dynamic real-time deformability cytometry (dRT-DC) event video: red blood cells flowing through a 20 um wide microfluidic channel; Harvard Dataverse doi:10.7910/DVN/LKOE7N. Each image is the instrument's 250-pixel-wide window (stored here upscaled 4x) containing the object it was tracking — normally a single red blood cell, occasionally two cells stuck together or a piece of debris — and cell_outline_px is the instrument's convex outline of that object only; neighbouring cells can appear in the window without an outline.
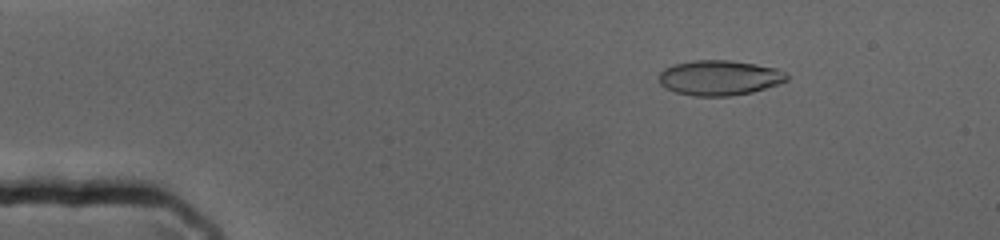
{"species": "human", "species_latin": "Homo sapiens", "temperature_condition": "cold", "stored_images_in_passage": 73, "camera_frame_rate_fps": 3000, "um_per_image_px": 0.085, "donor": {"sex": "female"}, "frame": {"image": 1, "passage_image": 11, "time_ms": 3.333, "image_size_px": [1000, 240], "cell_outline_px": [[788, 80], [752, 92], [728, 96], [696, 96], [676, 92], [660, 84], [660, 72], [664, 68], [672, 64], [692, 60], [728, 60], [756, 64], [776, 68], [788, 72]], "centroid_in_image_um": [61.16, 6.59], "position_along_channel_um": 23.8, "area_um2": 26.07}}
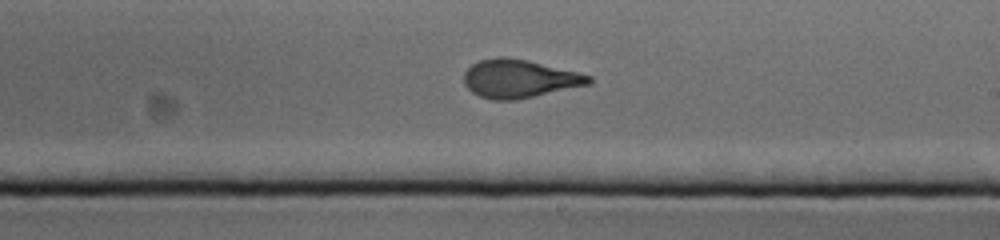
{"frame": {"image": 2, "passage_image": 43, "time_ms": 14.0, "image_size_px": [1000, 240], "cell_outline_px": [[592, 84], [516, 100], [492, 100], [480, 96], [472, 92], [464, 84], [464, 72], [472, 64], [480, 60], [496, 56], [508, 56], [528, 60], [592, 76]], "centroid_in_image_um": [44.13, 6.68], "position_along_channel_um": 244.9, "area_um2": 27.98}}
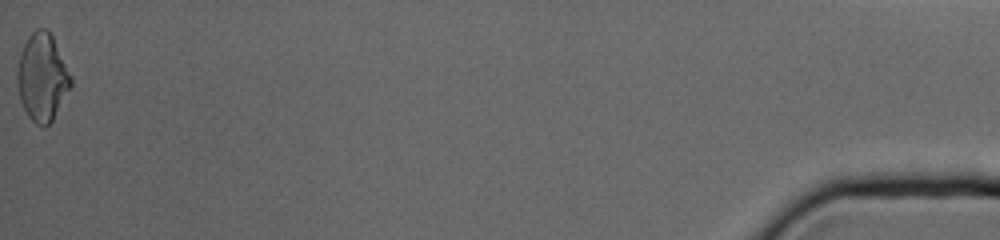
{"frame": {"image": 3, "passage_image": 73, "time_ms": 24.0, "image_size_px": [1000, 240], "cell_outline_px": [[72, 84], [52, 120], [44, 128], [36, 124], [28, 116], [20, 100], [16, 84], [16, 68], [20, 52], [28, 36], [36, 28], [48, 28], [72, 76]], "centroid_in_image_um": [3.56, 6.55], "position_along_channel_um": 431.6, "area_um2": 27.46}}